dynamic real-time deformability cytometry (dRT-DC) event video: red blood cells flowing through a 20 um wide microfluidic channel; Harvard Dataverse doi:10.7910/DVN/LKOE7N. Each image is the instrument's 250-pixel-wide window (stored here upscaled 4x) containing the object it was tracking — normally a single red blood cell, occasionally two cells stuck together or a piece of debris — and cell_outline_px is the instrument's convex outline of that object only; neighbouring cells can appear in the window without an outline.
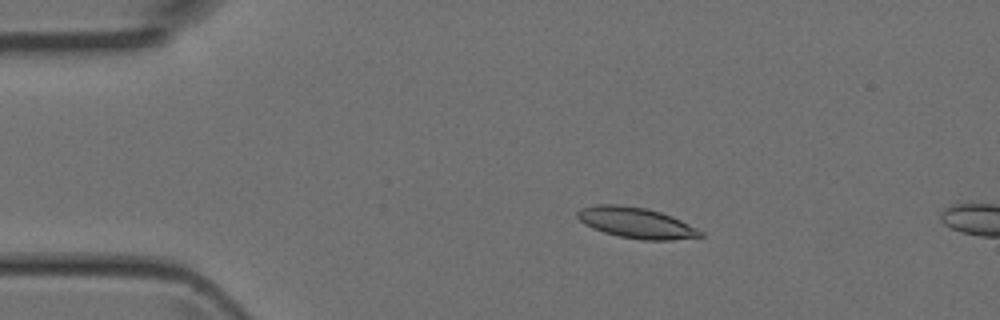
{"species": "Egyptian fruit bat (a non-hibernating species)", "species_latin": "Rousettus aegyptiacus", "temperature_condition": "room temperature", "stored_images_in_passage": 4, "camera_frame_rate_fps": 3000, "um_per_image_px": 0.085, "animal": {"sex": "female"}, "frame": {"image": 1, "passage_image": 2, "time_ms": 0.333, "image_size_px": [1000, 320], "cell_outline_px": [[704, 236], [672, 240], [644, 240], [620, 236], [604, 232], [592, 228], [584, 224], [576, 216], [576, 212], [580, 208], [596, 204], [620, 204], [648, 208], [672, 216], [704, 232]], "centroid_in_image_um": [54.05, 18.92], "position_along_channel_um": 30.9, "area_um2": 22.14}}